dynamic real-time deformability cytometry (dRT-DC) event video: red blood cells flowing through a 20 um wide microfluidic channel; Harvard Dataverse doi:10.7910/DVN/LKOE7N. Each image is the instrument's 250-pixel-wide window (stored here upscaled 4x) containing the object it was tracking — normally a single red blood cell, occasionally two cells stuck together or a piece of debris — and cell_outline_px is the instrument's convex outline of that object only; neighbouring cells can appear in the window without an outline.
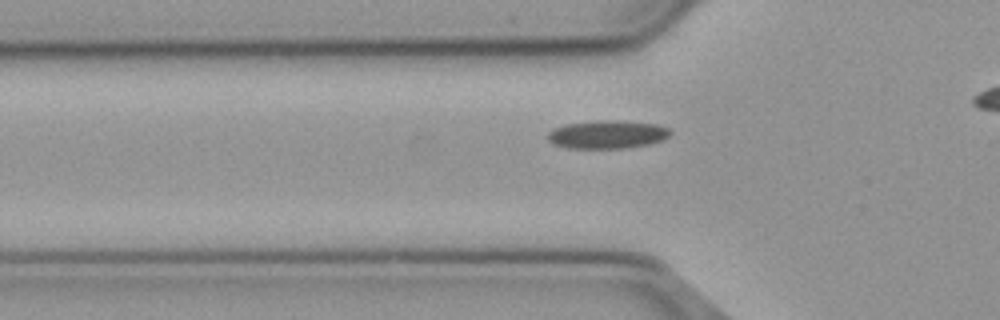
{"species": "common noctule bat (a hibernating species)", "species_latin": "Nyctalus noctula", "temperature_condition": "cold", "stored_images_in_passage": 40, "camera_frame_rate_fps": 3000, "um_per_image_px": 0.085, "animal": {"sex": "male", "body_mass_g": 23.1, "forearm_length_mm": 52.7}, "frame": {"image": 1, "passage_image": 13, "time_ms": 4.0, "image_size_px": [1000, 320], "cell_outline_px": [[672, 132], [668, 136], [660, 140], [648, 144], [620, 148], [568, 148], [552, 144], [548, 140], [548, 132], [552, 128], [564, 124], [596, 120], [616, 120], [660, 124], [668, 128]], "centroid_in_image_um": [51.57, 11.41], "position_along_channel_um": 74.2, "area_um2": 20.23}}
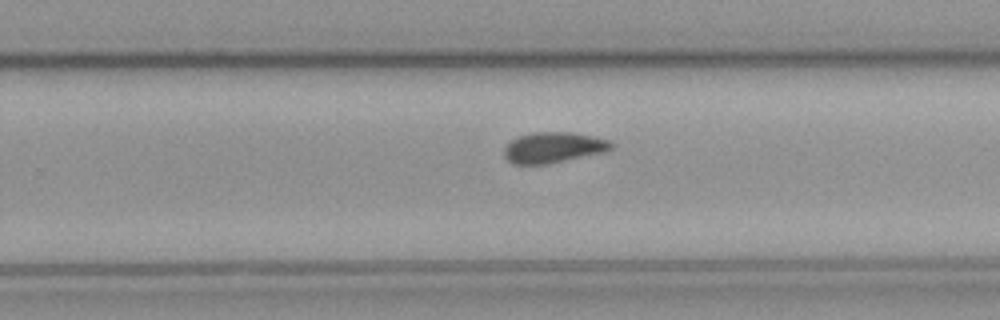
{"frame": {"image": 2, "passage_image": 30, "time_ms": 9.667, "image_size_px": [1000, 320], "cell_outline_px": [[612, 148], [604, 152], [544, 164], [512, 164], [504, 156], [504, 148], [512, 140], [520, 136], [532, 132], [576, 132], [612, 140]], "centroid_in_image_um": [47.05, 12.52], "position_along_channel_um": 282.7, "area_um2": 19.07}}
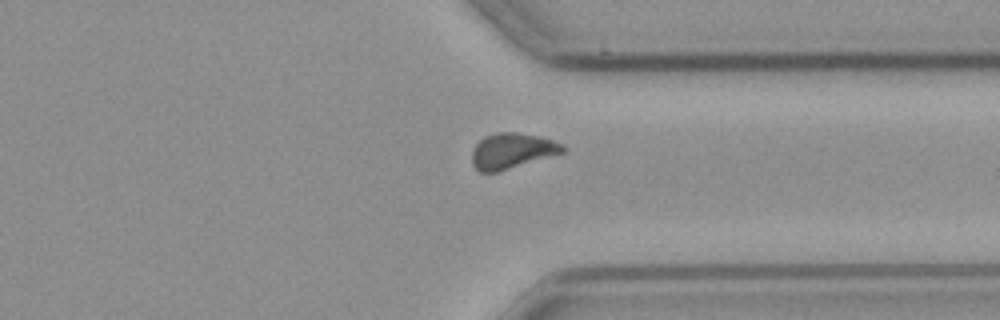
{"frame": {"image": 3, "passage_image": 37, "time_ms": 12.0, "image_size_px": [1000, 320], "cell_outline_px": [[568, 148], [564, 152], [496, 172], [480, 172], [472, 164], [472, 152], [476, 144], [484, 136], [496, 132], [516, 132], [540, 136], [564, 144]], "centroid_in_image_um": [43.53, 12.8], "position_along_channel_um": 367.9, "area_um2": 18.73}}